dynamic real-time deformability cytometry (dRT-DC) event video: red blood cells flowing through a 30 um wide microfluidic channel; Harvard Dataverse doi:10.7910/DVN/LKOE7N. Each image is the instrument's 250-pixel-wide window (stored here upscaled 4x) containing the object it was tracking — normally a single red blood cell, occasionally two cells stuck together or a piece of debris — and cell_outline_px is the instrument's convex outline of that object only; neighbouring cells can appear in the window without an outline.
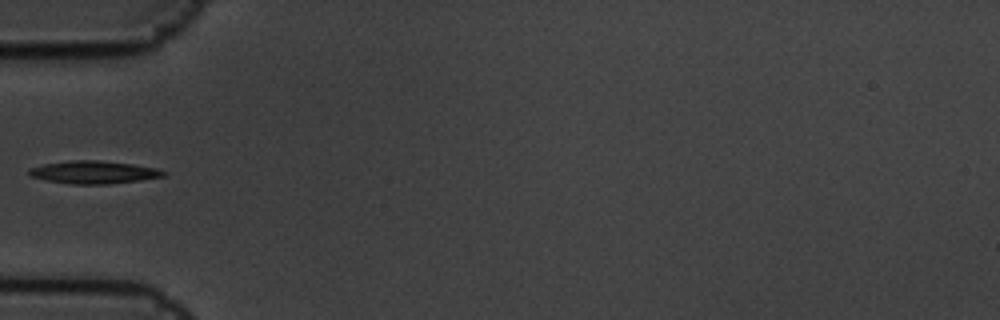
{"species": "common noctule bat (a hibernating species)", "species_latin": "Nyctalus noctula", "temperature_condition": "cold", "stored_images_in_passage": 6, "camera_frame_rate_fps": 3000, "um_per_image_px": 0.085, "animal": {"sex": "male", "body_mass_g": 19.5, "forearm_length_mm": 54.6}, "frame": {"image": 1, "passage_image": 6, "time_ms": 1.667, "image_size_px": [1000, 320], "cell_outline_px": [[168, 172], [164, 176], [140, 180], [108, 184], [72, 184], [44, 180], [32, 176], [28, 172], [28, 168], [44, 164], [68, 160], [100, 160], [132, 164], [156, 168]], "centroid_in_image_um": [7.96, 14.63], "position_along_channel_um": 77.0, "area_um2": 17.86}}